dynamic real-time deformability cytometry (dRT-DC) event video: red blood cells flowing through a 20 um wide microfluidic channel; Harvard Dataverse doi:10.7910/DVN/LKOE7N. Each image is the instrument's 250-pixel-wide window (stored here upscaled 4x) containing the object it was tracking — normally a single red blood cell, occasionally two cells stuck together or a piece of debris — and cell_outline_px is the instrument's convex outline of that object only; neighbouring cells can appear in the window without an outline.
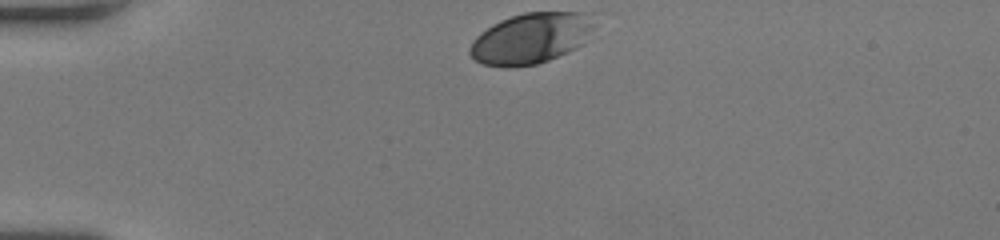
{"species": "human", "species_latin": "Homo sapiens", "temperature_condition": "room temperature", "stored_images_in_passage": 32, "camera_frame_rate_fps": 3000, "um_per_image_px": 0.085, "donor": {"sex": "female"}, "frame": {"image": 1, "passage_image": 1, "time_ms": 0.0, "image_size_px": [1000, 240], "cell_outline_px": [[592, 28], [584, 44], [576, 48], [548, 60], [536, 64], [512, 68], [508, 68], [484, 64], [476, 60], [468, 52], [468, 48], [472, 40], [480, 32], [492, 24], [500, 20], [524, 12], [580, 12], [592, 24]], "centroid_in_image_um": [45.04, 3.28], "position_along_channel_um": 40.0, "area_um2": 36.47}}
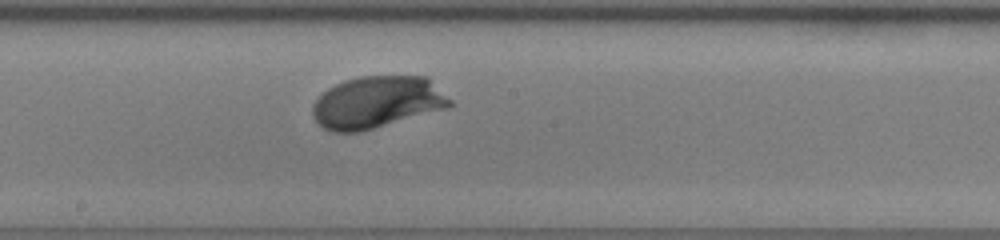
{"frame": {"image": 2, "passage_image": 18, "time_ms": 5.667, "image_size_px": [1000, 240], "cell_outline_px": [[456, 104], [448, 108], [360, 132], [332, 132], [324, 128], [312, 116], [312, 104], [328, 88], [344, 80], [360, 76], [428, 76]], "centroid_in_image_um": [32.08, 8.69], "position_along_channel_um": 216.1, "area_um2": 41.85}}
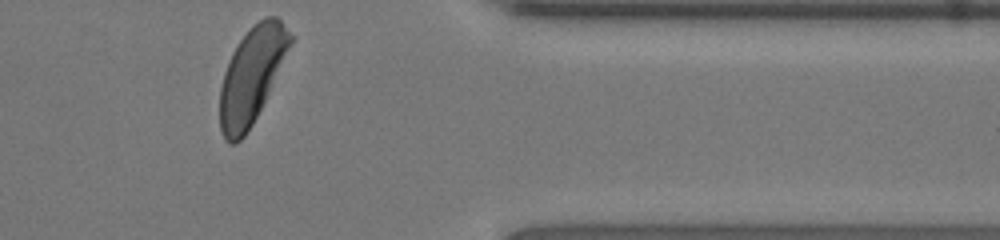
{"frame": {"image": 3, "passage_image": 32, "time_ms": 10.333, "image_size_px": [1000, 240], "cell_outline_px": [[296, 36], [252, 124], [244, 136], [236, 144], [228, 144], [224, 140], [220, 132], [220, 88], [224, 72], [228, 60], [236, 44], [264, 16], [276, 16]], "centroid_in_image_um": [21.39, 6.41], "position_along_channel_um": 390.0, "area_um2": 38.96}, "authors_computed_cell_mechanics": {"area_um2": 40.1132, "velocity_mm_per_s": 4.0027, "shape_relaxation_time_tau1_ms": 1.6739, "shape_relaxation_time_tau2_ms": null, "deformation_change_tau1": 0.1194, "deformation_change_tau2": null}}